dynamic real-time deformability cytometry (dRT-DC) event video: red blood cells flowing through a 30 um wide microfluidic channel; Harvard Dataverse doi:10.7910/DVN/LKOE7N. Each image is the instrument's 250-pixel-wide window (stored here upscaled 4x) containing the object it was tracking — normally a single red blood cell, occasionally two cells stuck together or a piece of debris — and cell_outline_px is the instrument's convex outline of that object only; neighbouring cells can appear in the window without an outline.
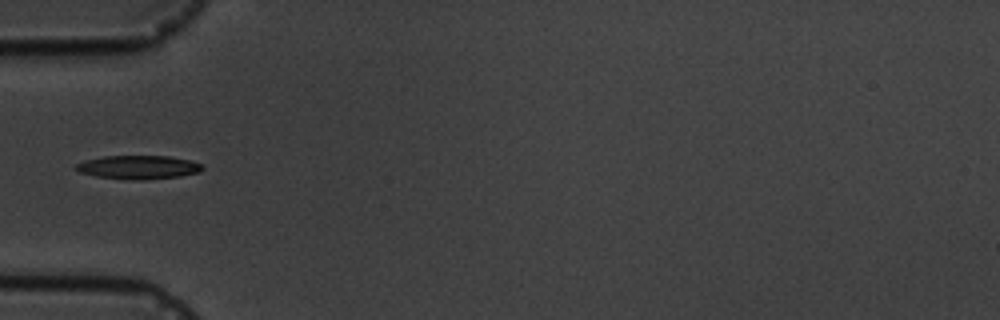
{"species": "common noctule bat (a hibernating species)", "species_latin": "Nyctalus noctula", "temperature_condition": "cold", "stored_images_in_passage": 5, "camera_frame_rate_fps": 3000, "um_per_image_px": 0.085, "animal": {"sex": "male", "body_mass_g": 19.5, "forearm_length_mm": 54.6}, "frame": {"image": 1, "passage_image": 5, "time_ms": 4.667, "image_size_px": [1000, 320], "cell_outline_px": [[204, 168], [200, 172], [180, 176], [144, 180], [136, 180], [96, 176], [80, 172], [72, 168], [76, 164], [88, 160], [104, 156], [168, 156], [188, 160], [200, 164]], "centroid_in_image_um": [11.76, 14.22], "position_along_channel_um": 73.2, "area_um2": 17.22}}